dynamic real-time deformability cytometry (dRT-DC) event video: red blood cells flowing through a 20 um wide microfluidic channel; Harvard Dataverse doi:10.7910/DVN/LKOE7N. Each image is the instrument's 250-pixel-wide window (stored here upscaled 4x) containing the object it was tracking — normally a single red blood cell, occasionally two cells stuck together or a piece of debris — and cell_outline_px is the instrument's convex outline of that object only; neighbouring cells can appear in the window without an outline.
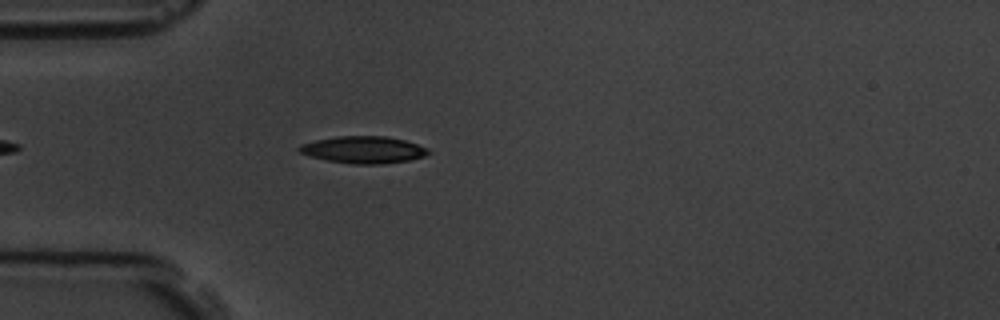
{"species": "common noctule bat (a hibernating species)", "species_latin": "Nyctalus noctula", "temperature_condition": "room temperature", "stored_images_in_passage": 5, "camera_frame_rate_fps": 3000, "um_per_image_px": 0.085, "animal": {"sex": "male", "body_mass_g": 19.5, "forearm_length_mm": 54.6}, "frame": {"image": 1, "passage_image": 5, "time_ms": 4.667, "image_size_px": [1000, 320], "cell_outline_px": [[432, 152], [424, 156], [408, 160], [384, 164], [352, 164], [328, 160], [312, 156], [300, 152], [296, 148], [300, 144], [316, 140], [336, 136], [384, 136], [404, 140], [428, 148]], "centroid_in_image_um": [30.9, 12.73], "position_along_channel_um": 54.1, "area_um2": 20.23}}